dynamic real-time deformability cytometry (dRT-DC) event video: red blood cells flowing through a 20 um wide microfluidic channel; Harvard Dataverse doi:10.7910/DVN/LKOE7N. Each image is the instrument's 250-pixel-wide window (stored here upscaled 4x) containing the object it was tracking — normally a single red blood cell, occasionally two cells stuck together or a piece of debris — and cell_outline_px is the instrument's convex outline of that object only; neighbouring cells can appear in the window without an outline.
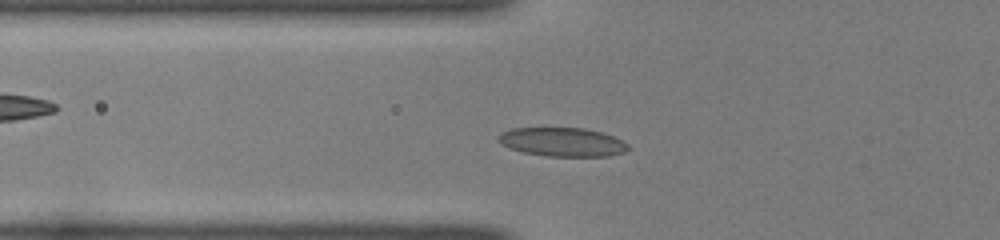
{"species": "common noctule bat (a hibernating species)", "species_latin": "Nyctalus noctula", "temperature_condition": "room temperature", "stored_images_in_passage": 40, "camera_frame_rate_fps": 3000, "um_per_image_px": 0.085, "animal": {"sex": "female", "body_mass_g": 22.0, "forearm_length_mm": 56.7}, "frame": {"image": 1, "passage_image": 9, "time_ms": 2.667, "image_size_px": [1000, 240], "cell_outline_px": [[628, 148], [624, 152], [608, 156], [544, 156], [524, 152], [508, 148], [500, 144], [496, 140], [496, 136], [500, 132], [512, 128], [584, 128], [600, 132], [612, 136], [628, 144]], "centroid_in_image_um": [47.71, 12.07], "position_along_channel_um": 78.1, "area_um2": 21.85}}
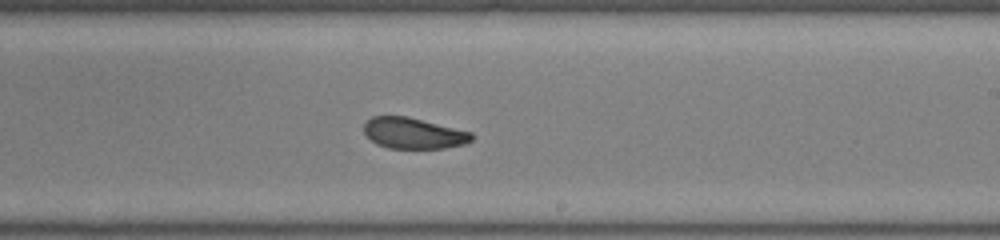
{"frame": {"image": 2, "passage_image": 22, "time_ms": 7.0, "image_size_px": [1000, 240], "cell_outline_px": [[472, 140], [464, 144], [444, 148], [388, 148], [376, 144], [364, 132], [364, 124], [372, 116], [408, 116], [472, 132]], "centroid_in_image_um": [35.14, 11.32], "position_along_channel_um": 253.9, "area_um2": 19.36}}
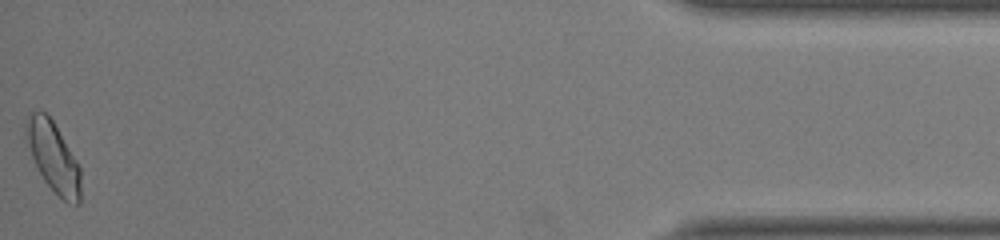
{"frame": {"image": 3, "passage_image": 40, "time_ms": 13.0, "image_size_px": [1000, 240], "cell_outline_px": [[80, 204], [68, 204], [44, 180], [32, 156], [28, 144], [28, 112], [44, 112], [52, 120], [80, 168]], "centroid_in_image_um": [4.57, 13.39], "position_along_channel_um": 430.6, "area_um2": 21.1}, "authors_computed_cell_mechanics": {"area_um2": 20.8658, "velocity_mm_per_s": 4.0843, "shape_relaxation_time_tau1_ms": 5.7803, "shape_relaxation_time_tau2_ms": 1.1975, "deformation_change_tau1": 0.1309, "deformation_change_tau2": 0.0682}}